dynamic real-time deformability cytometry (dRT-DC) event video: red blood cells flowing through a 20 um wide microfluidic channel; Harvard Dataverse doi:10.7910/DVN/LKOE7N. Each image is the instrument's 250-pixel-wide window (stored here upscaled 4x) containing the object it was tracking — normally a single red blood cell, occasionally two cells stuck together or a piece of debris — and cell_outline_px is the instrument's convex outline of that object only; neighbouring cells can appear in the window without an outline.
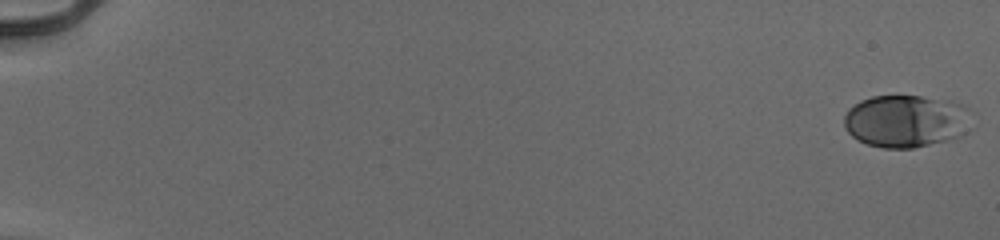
{"species": "human", "species_latin": "Homo sapiens", "temperature_condition": "cold", "stored_images_in_passage": 54, "camera_frame_rate_fps": 3000, "um_per_image_px": 0.085, "donor": {"sex": "male"}, "frame": {"image": 1, "passage_image": 1, "time_ms": 0.0, "image_size_px": [1000, 240], "cell_outline_px": [[968, 108], [964, 132], [960, 136], [912, 148], [884, 148], [868, 144], [852, 136], [848, 132], [844, 124], [844, 116], [848, 108], [860, 100], [872, 96], [920, 96], [948, 100], [964, 104]], "centroid_in_image_um": [76.93, 10.27], "position_along_channel_um": 8.1, "area_um2": 38.44}}
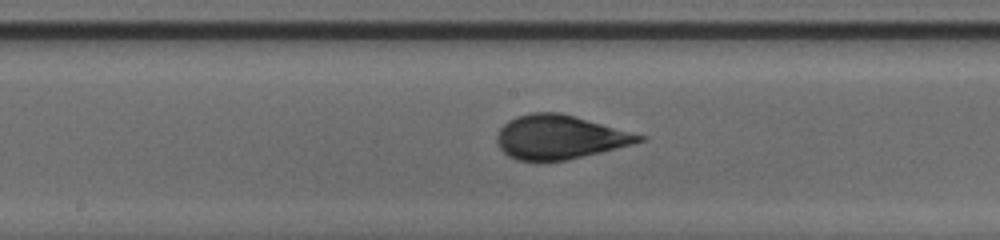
{"frame": {"image": 2, "passage_image": 31, "time_ms": 10.0, "image_size_px": [1000, 240], "cell_outline_px": [[648, 136], [644, 140], [632, 144], [568, 160], [516, 160], [508, 156], [500, 148], [496, 140], [496, 136], [500, 128], [508, 120], [516, 116], [532, 112], [560, 112]], "centroid_in_image_um": [47.56, 11.64], "position_along_channel_um": 200.6, "area_um2": 36.3}}
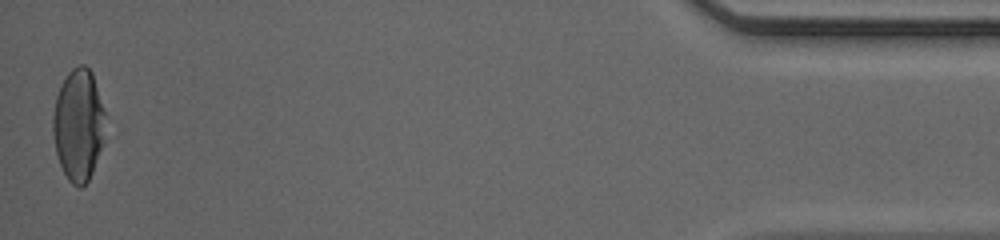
{"frame": {"image": 3, "passage_image": 54, "time_ms": 17.667, "image_size_px": [1000, 240], "cell_outline_px": [[104, 112], [100, 148], [92, 172], [88, 180], [80, 188], [72, 184], [68, 180], [60, 164], [56, 152], [52, 132], [52, 116], [56, 96], [68, 72], [72, 68], [80, 64], [84, 64], [92, 72]], "centroid_in_image_um": [6.62, 10.6], "position_along_channel_um": 428.6, "area_um2": 33.41}, "authors_computed_cell_mechanics": {"area_um2": 35.9227, "velocity_mm_per_s": 3.9732, "shape_relaxation_time_tau1_ms": 4.0562, "shape_relaxation_time_tau2_ms": null, "deformation_change_tau1": 0.1828, "deformation_change_tau2": null}}